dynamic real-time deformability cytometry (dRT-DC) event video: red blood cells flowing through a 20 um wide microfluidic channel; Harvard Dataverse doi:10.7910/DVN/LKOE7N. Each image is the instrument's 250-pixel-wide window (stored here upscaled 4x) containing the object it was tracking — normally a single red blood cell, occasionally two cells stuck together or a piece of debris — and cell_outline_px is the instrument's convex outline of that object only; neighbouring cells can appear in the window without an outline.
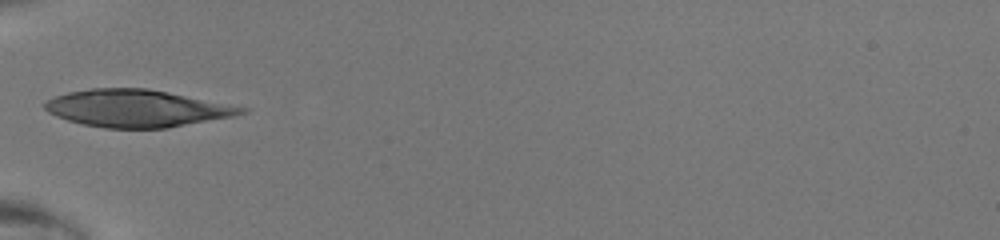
{"species": "human", "species_latin": "Homo sapiens", "temperature_condition": "room temperature", "stored_images_in_passage": 20, "camera_frame_rate_fps": 3000, "um_per_image_px": 0.085, "donor": {"sex": "male"}, "frame": {"image": 1, "passage_image": 1, "time_ms": 0.0, "image_size_px": [1000, 240], "cell_outline_px": [[248, 112], [232, 116], [168, 128], [104, 128], [84, 124], [68, 120], [56, 116], [48, 112], [44, 108], [44, 104], [48, 100], [56, 96], [68, 92], [92, 88], [148, 88], [248, 108]], "centroid_in_image_um": [11.61, 9.21], "position_along_channel_um": 73.4, "area_um2": 42.31}}